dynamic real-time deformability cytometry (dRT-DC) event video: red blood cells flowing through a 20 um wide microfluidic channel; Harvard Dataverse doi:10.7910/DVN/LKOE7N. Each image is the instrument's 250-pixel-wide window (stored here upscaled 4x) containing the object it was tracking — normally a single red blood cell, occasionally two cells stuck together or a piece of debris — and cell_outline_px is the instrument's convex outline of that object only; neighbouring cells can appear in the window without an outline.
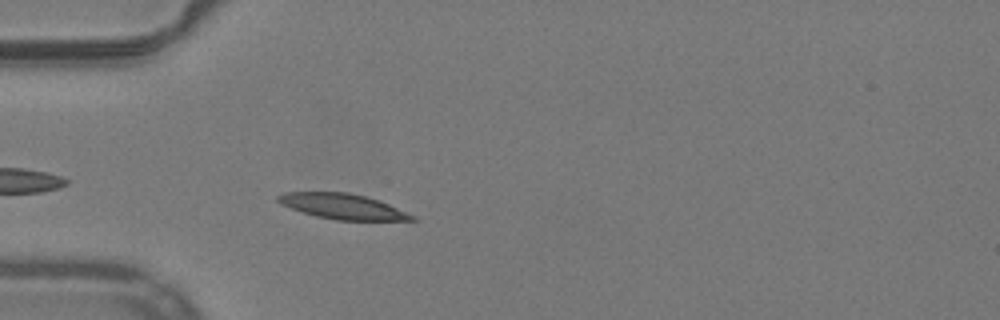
{"species": "common noctule bat (a hibernating species)", "species_latin": "Nyctalus noctula", "temperature_condition": "warm", "stored_images_in_passage": 38, "camera_frame_rate_fps": 3000, "um_per_image_px": 0.085, "animal": {"sex": "male", "body_mass_g": 19.2, "forearm_length_mm": 51.8}, "frame": {"image": 1, "passage_image": 3, "time_ms": 0.667, "image_size_px": [1000, 320], "cell_outline_px": [[416, 220], [336, 220], [316, 216], [280, 204], [276, 200], [276, 196], [284, 192], [348, 192], [380, 200], [416, 216]], "centroid_in_image_um": [29.12, 17.54], "position_along_channel_um": 55.9, "area_um2": 19.71}}
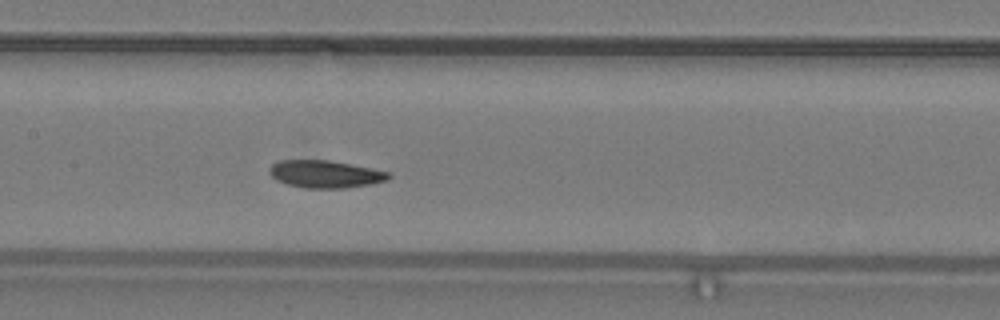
{"frame": {"image": 2, "passage_image": 13, "time_ms": 4.0, "image_size_px": [1000, 320], "cell_outline_px": [[392, 176], [388, 180], [368, 184], [344, 188], [304, 188], [288, 184], [276, 180], [268, 172], [268, 168], [272, 164], [280, 160], [328, 160], [372, 168], [392, 172]], "centroid_in_image_um": [27.65, 14.79], "position_along_channel_um": 179.8, "area_um2": 19.13}}
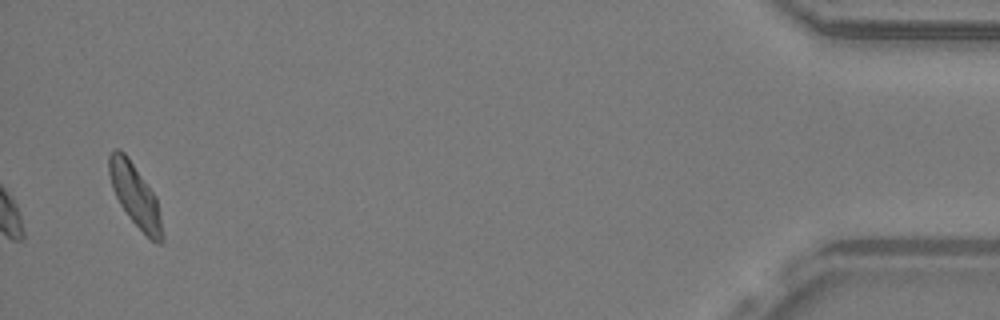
{"frame": {"image": 3, "passage_image": 38, "time_ms": 12.333, "image_size_px": [1000, 320], "cell_outline_px": [[164, 240], [160, 244], [152, 240], [128, 216], [120, 204], [112, 188], [108, 172], [108, 156], [116, 148], [120, 148], [128, 156], [156, 196], [164, 236]], "centroid_in_image_um": [11.48, 16.57], "position_along_channel_um": 423.7, "area_um2": 19.25}, "authors_computed_cell_mechanics": {"area_um2": 19.0451, "velocity_mm_per_s": 3.9339, "shape_relaxation_time_tau1_ms": 3.9515, "shape_relaxation_time_tau2_ms": 4.459, "deformation_change_tau1": 0.1557, "deformation_change_tau2": 0.1113}}